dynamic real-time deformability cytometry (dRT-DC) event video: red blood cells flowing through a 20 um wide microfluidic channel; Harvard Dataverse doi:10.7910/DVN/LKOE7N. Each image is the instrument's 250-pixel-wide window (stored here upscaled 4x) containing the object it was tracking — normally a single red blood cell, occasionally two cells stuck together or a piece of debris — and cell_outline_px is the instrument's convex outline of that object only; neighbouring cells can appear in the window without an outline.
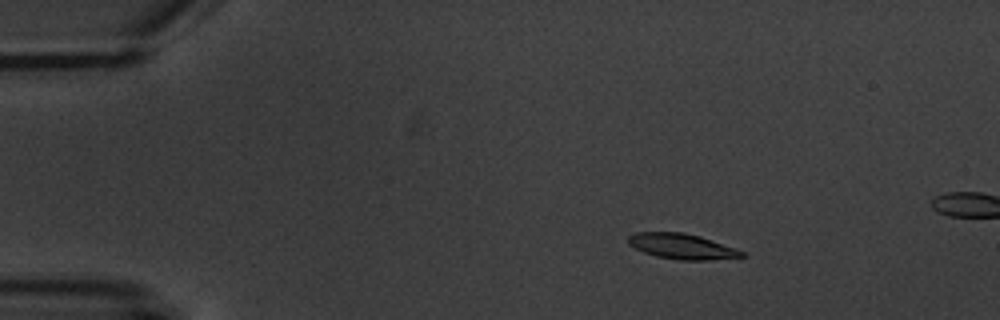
{"species": "common noctule bat (a hibernating species)", "species_latin": "Nyctalus noctula", "temperature_condition": "warm", "stored_images_in_passage": 6, "camera_frame_rate_fps": 3000, "um_per_image_px": 0.085, "animal": {"sex": "male", "body_mass_g": 20.1, "forearm_length_mm": 53.5}, "frame": {"image": 1, "passage_image": 3, "time_ms": 3.0, "image_size_px": [1000, 320], "cell_outline_px": [[744, 256], [708, 260], [680, 260], [656, 256], [644, 252], [628, 244], [628, 236], [636, 232], [684, 232], [700, 236], [736, 248], [744, 252]], "centroid_in_image_um": [57.95, 20.93], "position_along_channel_um": 27.1, "area_um2": 16.7}}